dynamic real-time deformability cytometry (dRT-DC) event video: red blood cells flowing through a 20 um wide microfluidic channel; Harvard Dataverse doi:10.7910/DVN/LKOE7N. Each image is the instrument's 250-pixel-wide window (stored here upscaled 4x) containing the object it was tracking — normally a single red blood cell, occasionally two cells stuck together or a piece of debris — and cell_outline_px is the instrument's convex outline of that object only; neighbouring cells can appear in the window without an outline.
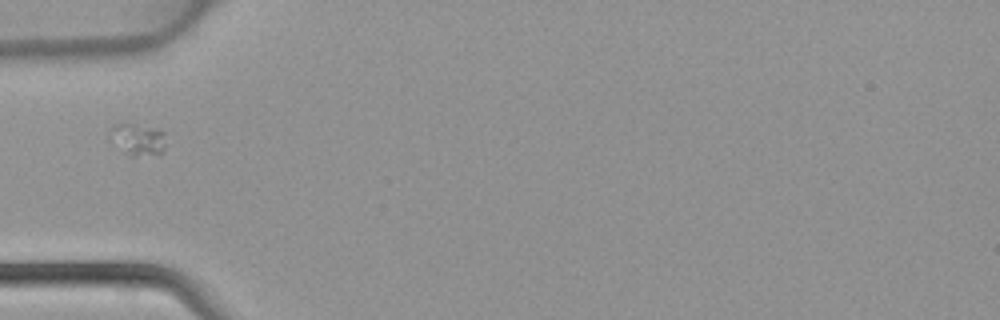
{"species": "common noctule bat (a hibernating species)", "species_latin": "Nyctalus noctula", "temperature_condition": "warm", "stored_images_in_passage": 5, "camera_frame_rate_fps": 3000, "um_per_image_px": 0.085, "animal": {"sex": "female", "body_mass_g": 22.7, "forearm_length_mm": 54.2}, "frame": {"image": 1, "passage_image": 4, "time_ms": 1.0, "image_size_px": [1000, 320], "cell_outline_px": [[164, 148], [160, 156], [132, 156], [124, 152], [108, 132], [116, 124], [124, 120], [156, 128], [164, 132]], "centroid_in_image_um": [11.75, 11.81], "position_along_channel_um": 73.2, "area_um2": 10.64}}